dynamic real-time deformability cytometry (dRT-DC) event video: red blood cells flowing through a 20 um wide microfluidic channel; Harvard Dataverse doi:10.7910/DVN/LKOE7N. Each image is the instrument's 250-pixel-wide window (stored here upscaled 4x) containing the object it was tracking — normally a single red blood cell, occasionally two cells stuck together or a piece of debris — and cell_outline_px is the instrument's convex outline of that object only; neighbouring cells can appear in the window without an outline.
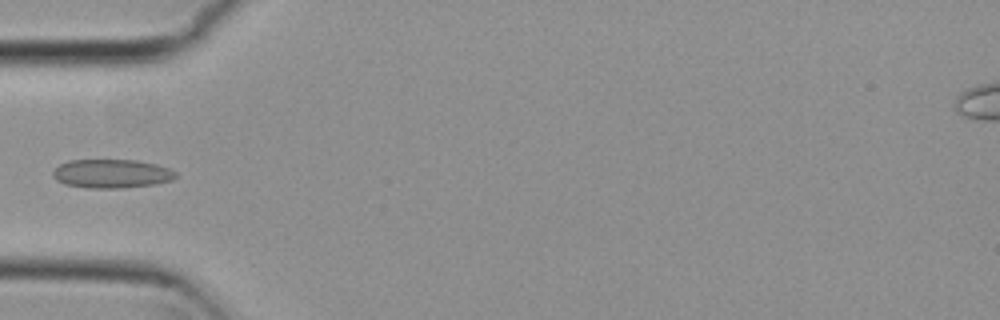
{"species": "common noctule bat (a hibernating species)", "species_latin": "Nyctalus noctula", "temperature_condition": "cold", "stored_images_in_passage": 5, "camera_frame_rate_fps": 3000, "um_per_image_px": 0.085, "animal": {"sex": "female", "body_mass_g": 29.2, "forearm_length_mm": 56.3}, "frame": {"image": 1, "passage_image": 5, "time_ms": 1.333, "image_size_px": [1000, 320], "cell_outline_px": [[176, 176], [172, 180], [156, 184], [120, 188], [88, 188], [64, 184], [56, 180], [52, 176], [52, 172], [60, 164], [68, 160], [136, 160], [156, 164], [168, 168], [176, 172]], "centroid_in_image_um": [9.47, 14.76], "position_along_channel_um": 75.5, "area_um2": 20.63}}